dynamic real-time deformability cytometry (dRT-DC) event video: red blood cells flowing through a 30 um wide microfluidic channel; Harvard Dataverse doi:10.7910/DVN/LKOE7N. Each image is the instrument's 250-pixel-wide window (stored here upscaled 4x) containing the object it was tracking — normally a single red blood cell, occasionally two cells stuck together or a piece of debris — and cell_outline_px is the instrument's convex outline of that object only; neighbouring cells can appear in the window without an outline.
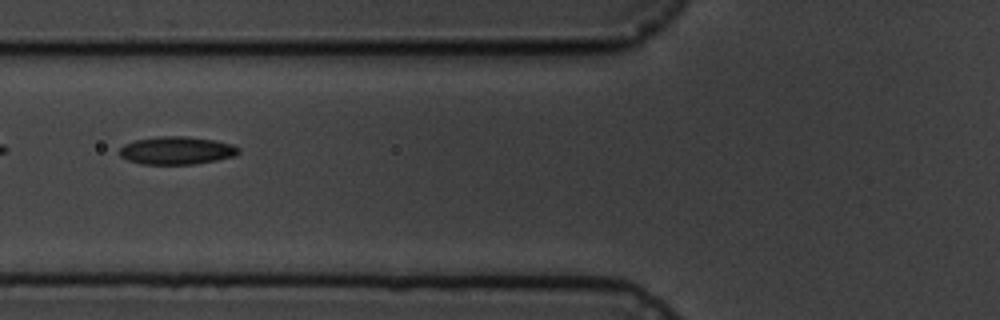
{"species": "common noctule bat (a hibernating species)", "species_latin": "Nyctalus noctula", "temperature_condition": "cold", "stored_images_in_passage": 5, "camera_frame_rate_fps": 3000, "um_per_image_px": 0.085, "animal": {"sex": "male", "body_mass_g": 19.5, "forearm_length_mm": 54.6}, "frame": {"image": 1, "passage_image": 4, "time_ms": 3.333, "image_size_px": [1000, 320], "cell_outline_px": [[240, 152], [236, 156], [196, 164], [144, 164], [128, 160], [120, 156], [120, 148], [124, 144], [136, 140], [160, 136], [188, 136], [216, 140], [232, 144], [240, 148]], "centroid_in_image_um": [15.06, 12.79], "position_along_channel_um": 110.7, "area_um2": 19.42}}
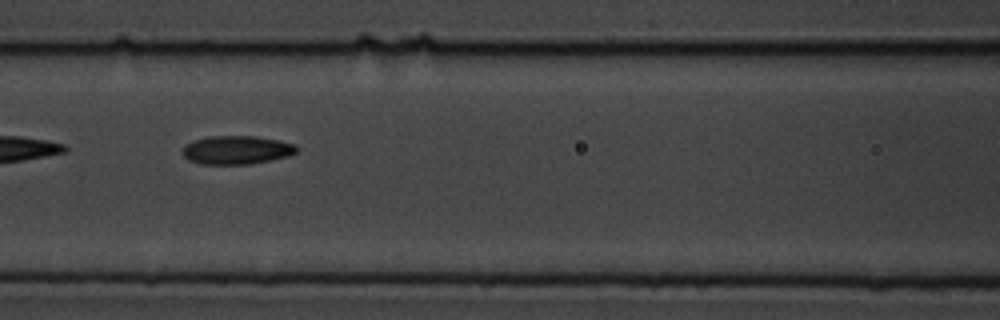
{"frame": {"image": 2, "passage_image": 5, "time_ms": 4.333, "image_size_px": [1000, 320], "cell_outline_px": [[296, 152], [288, 156], [272, 160], [248, 164], [200, 164], [188, 160], [180, 152], [184, 144], [208, 136], [256, 136], [296, 144]], "centroid_in_image_um": [20.06, 12.75], "position_along_channel_um": 146.5, "area_um2": 19.02}}